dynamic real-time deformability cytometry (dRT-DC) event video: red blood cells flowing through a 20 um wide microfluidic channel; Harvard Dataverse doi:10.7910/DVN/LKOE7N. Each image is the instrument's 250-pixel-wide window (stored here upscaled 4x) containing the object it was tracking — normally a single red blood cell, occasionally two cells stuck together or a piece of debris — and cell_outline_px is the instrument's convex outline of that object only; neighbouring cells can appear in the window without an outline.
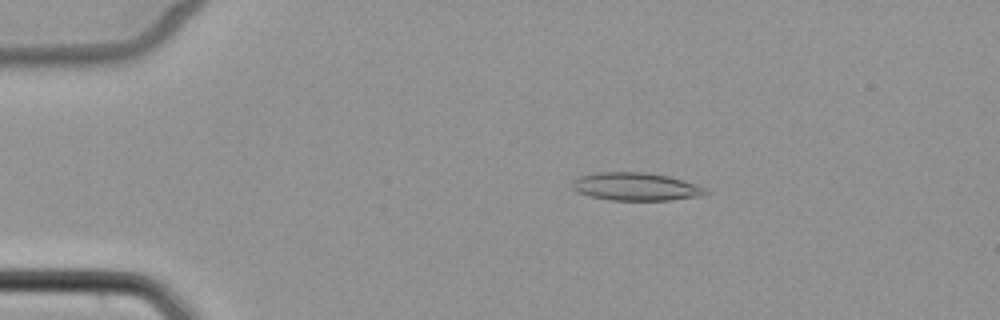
{"species": "common noctule bat (a hibernating species)", "species_latin": "Nyctalus noctula", "temperature_condition": "cold", "stored_images_in_passage": 5, "camera_frame_rate_fps": 3000, "um_per_image_px": 0.085, "animal": {"sex": "female", "body_mass_g": 22.7, "forearm_length_mm": 54.2}, "frame": {"image": 1, "passage_image": 2, "time_ms": 1.333, "image_size_px": [1000, 320], "cell_outline_px": [[708, 192], [700, 196], [672, 200], [608, 200], [588, 196], [576, 192], [572, 188], [572, 180], [576, 176], [592, 172], [648, 172], [668, 176], [708, 188]], "centroid_in_image_um": [53.97, 15.86], "position_along_channel_um": 31.0, "area_um2": 22.08}}
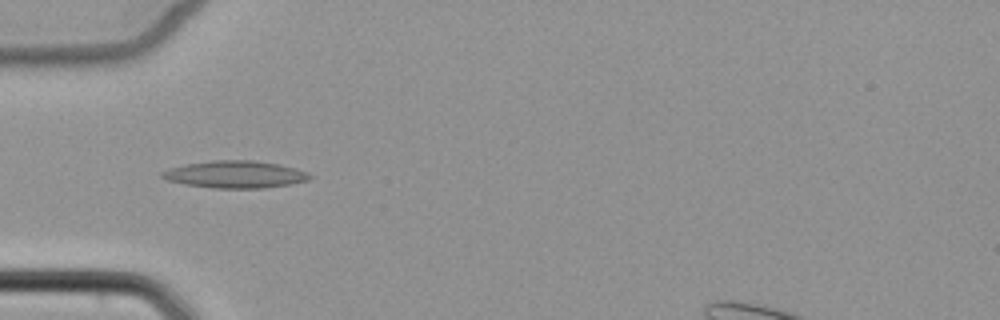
{"frame": {"image": 2, "passage_image": 4, "time_ms": 3.667, "image_size_px": [1000, 320], "cell_outline_px": [[312, 176], [308, 180], [292, 184], [264, 188], [212, 188], [184, 184], [168, 180], [160, 176], [160, 172], [168, 168], [184, 164], [212, 160], [252, 160], [276, 164], [296, 168], [308, 172]], "centroid_in_image_um": [19.97, 14.82], "position_along_channel_um": 65.0, "area_um2": 23.52}}
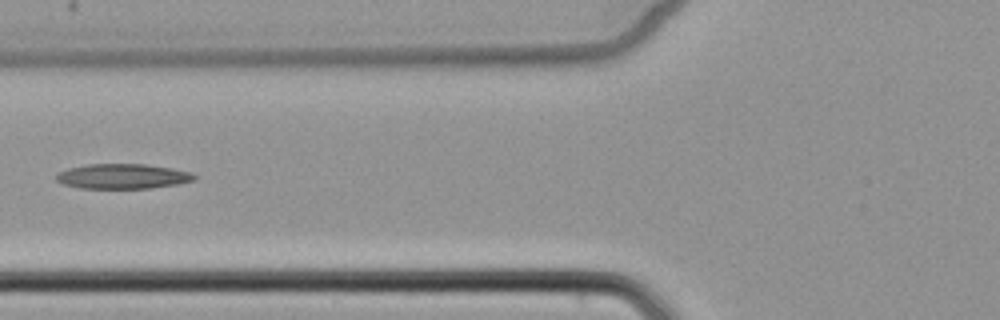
{"frame": {"image": 3, "passage_image": 5, "time_ms": 5.0, "image_size_px": [1000, 320], "cell_outline_px": [[196, 180], [180, 184], [148, 188], [80, 188], [64, 184], [56, 180], [56, 172], [68, 168], [88, 164], [144, 164], [172, 168], [192, 172], [196, 176]], "centroid_in_image_um": [10.44, 14.98], "position_along_channel_um": 115.4, "area_um2": 20.17}}